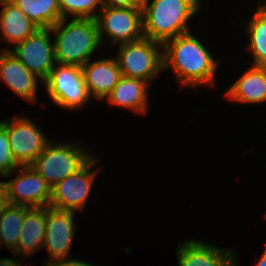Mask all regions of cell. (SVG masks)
I'll list each match as a JSON object with an SVG mask.
<instances>
[{"label": "cell", "instance_id": "obj_1", "mask_svg": "<svg viewBox=\"0 0 266 266\" xmlns=\"http://www.w3.org/2000/svg\"><path fill=\"white\" fill-rule=\"evenodd\" d=\"M163 70L172 67L179 82L186 86L213 85L218 62L189 31L163 44Z\"/></svg>", "mask_w": 266, "mask_h": 266}, {"label": "cell", "instance_id": "obj_2", "mask_svg": "<svg viewBox=\"0 0 266 266\" xmlns=\"http://www.w3.org/2000/svg\"><path fill=\"white\" fill-rule=\"evenodd\" d=\"M146 0L142 7L143 35L164 44L189 32L188 21L197 13L199 0Z\"/></svg>", "mask_w": 266, "mask_h": 266}, {"label": "cell", "instance_id": "obj_3", "mask_svg": "<svg viewBox=\"0 0 266 266\" xmlns=\"http://www.w3.org/2000/svg\"><path fill=\"white\" fill-rule=\"evenodd\" d=\"M61 19L52 26L55 59L58 64L82 67L102 45L96 19ZM66 23V25H65Z\"/></svg>", "mask_w": 266, "mask_h": 266}, {"label": "cell", "instance_id": "obj_4", "mask_svg": "<svg viewBox=\"0 0 266 266\" xmlns=\"http://www.w3.org/2000/svg\"><path fill=\"white\" fill-rule=\"evenodd\" d=\"M78 143L50 142L30 166L53 187L92 158Z\"/></svg>", "mask_w": 266, "mask_h": 266}, {"label": "cell", "instance_id": "obj_5", "mask_svg": "<svg viewBox=\"0 0 266 266\" xmlns=\"http://www.w3.org/2000/svg\"><path fill=\"white\" fill-rule=\"evenodd\" d=\"M162 50L163 44L145 37L119 44L116 61L122 76L141 79L151 84L157 73L163 71Z\"/></svg>", "mask_w": 266, "mask_h": 266}, {"label": "cell", "instance_id": "obj_6", "mask_svg": "<svg viewBox=\"0 0 266 266\" xmlns=\"http://www.w3.org/2000/svg\"><path fill=\"white\" fill-rule=\"evenodd\" d=\"M43 84L51 100L67 110H77L91 98L79 66L57 63Z\"/></svg>", "mask_w": 266, "mask_h": 266}, {"label": "cell", "instance_id": "obj_7", "mask_svg": "<svg viewBox=\"0 0 266 266\" xmlns=\"http://www.w3.org/2000/svg\"><path fill=\"white\" fill-rule=\"evenodd\" d=\"M96 21L101 42L105 36L113 45L137 41L144 37L142 8L102 6Z\"/></svg>", "mask_w": 266, "mask_h": 266}, {"label": "cell", "instance_id": "obj_8", "mask_svg": "<svg viewBox=\"0 0 266 266\" xmlns=\"http://www.w3.org/2000/svg\"><path fill=\"white\" fill-rule=\"evenodd\" d=\"M97 162L99 160L92 157L76 173L67 176L53 186L49 206L59 210L83 211L91 193L92 185H94V178L100 170L96 169L94 171L93 169Z\"/></svg>", "mask_w": 266, "mask_h": 266}, {"label": "cell", "instance_id": "obj_9", "mask_svg": "<svg viewBox=\"0 0 266 266\" xmlns=\"http://www.w3.org/2000/svg\"><path fill=\"white\" fill-rule=\"evenodd\" d=\"M0 123L7 129L12 155L20 166L30 165L51 142L28 118L14 116Z\"/></svg>", "mask_w": 266, "mask_h": 266}, {"label": "cell", "instance_id": "obj_10", "mask_svg": "<svg viewBox=\"0 0 266 266\" xmlns=\"http://www.w3.org/2000/svg\"><path fill=\"white\" fill-rule=\"evenodd\" d=\"M51 29L39 28L33 35L16 44L11 51L15 57L33 74L44 81L57 64Z\"/></svg>", "mask_w": 266, "mask_h": 266}, {"label": "cell", "instance_id": "obj_11", "mask_svg": "<svg viewBox=\"0 0 266 266\" xmlns=\"http://www.w3.org/2000/svg\"><path fill=\"white\" fill-rule=\"evenodd\" d=\"M14 179L6 181L8 201L29 208L48 207L52 187L30 165L19 166Z\"/></svg>", "mask_w": 266, "mask_h": 266}, {"label": "cell", "instance_id": "obj_12", "mask_svg": "<svg viewBox=\"0 0 266 266\" xmlns=\"http://www.w3.org/2000/svg\"><path fill=\"white\" fill-rule=\"evenodd\" d=\"M75 212L46 207V231L43 247L47 249V261L71 258L70 249L75 234Z\"/></svg>", "mask_w": 266, "mask_h": 266}, {"label": "cell", "instance_id": "obj_13", "mask_svg": "<svg viewBox=\"0 0 266 266\" xmlns=\"http://www.w3.org/2000/svg\"><path fill=\"white\" fill-rule=\"evenodd\" d=\"M179 266H232L237 257L234 249H221L194 239L177 247Z\"/></svg>", "mask_w": 266, "mask_h": 266}, {"label": "cell", "instance_id": "obj_14", "mask_svg": "<svg viewBox=\"0 0 266 266\" xmlns=\"http://www.w3.org/2000/svg\"><path fill=\"white\" fill-rule=\"evenodd\" d=\"M40 78L31 73L9 50L0 53V80L23 99L36 102L37 82Z\"/></svg>", "mask_w": 266, "mask_h": 266}, {"label": "cell", "instance_id": "obj_15", "mask_svg": "<svg viewBox=\"0 0 266 266\" xmlns=\"http://www.w3.org/2000/svg\"><path fill=\"white\" fill-rule=\"evenodd\" d=\"M84 82L90 96L106 99L122 77L115 58L90 60L82 66Z\"/></svg>", "mask_w": 266, "mask_h": 266}, {"label": "cell", "instance_id": "obj_16", "mask_svg": "<svg viewBox=\"0 0 266 266\" xmlns=\"http://www.w3.org/2000/svg\"><path fill=\"white\" fill-rule=\"evenodd\" d=\"M46 231V207L29 208L25 212L17 248L13 251L17 257L34 254L44 245Z\"/></svg>", "mask_w": 266, "mask_h": 266}, {"label": "cell", "instance_id": "obj_17", "mask_svg": "<svg viewBox=\"0 0 266 266\" xmlns=\"http://www.w3.org/2000/svg\"><path fill=\"white\" fill-rule=\"evenodd\" d=\"M228 99L240 103L260 104L266 101V67L248 69L225 93Z\"/></svg>", "mask_w": 266, "mask_h": 266}, {"label": "cell", "instance_id": "obj_18", "mask_svg": "<svg viewBox=\"0 0 266 266\" xmlns=\"http://www.w3.org/2000/svg\"><path fill=\"white\" fill-rule=\"evenodd\" d=\"M149 84L141 79L122 76L106 98L111 105L146 114Z\"/></svg>", "mask_w": 266, "mask_h": 266}, {"label": "cell", "instance_id": "obj_19", "mask_svg": "<svg viewBox=\"0 0 266 266\" xmlns=\"http://www.w3.org/2000/svg\"><path fill=\"white\" fill-rule=\"evenodd\" d=\"M0 36L7 43L16 45L33 35L39 27L9 0H0Z\"/></svg>", "mask_w": 266, "mask_h": 266}, {"label": "cell", "instance_id": "obj_20", "mask_svg": "<svg viewBox=\"0 0 266 266\" xmlns=\"http://www.w3.org/2000/svg\"><path fill=\"white\" fill-rule=\"evenodd\" d=\"M39 28H51L62 19L58 0H9Z\"/></svg>", "mask_w": 266, "mask_h": 266}, {"label": "cell", "instance_id": "obj_21", "mask_svg": "<svg viewBox=\"0 0 266 266\" xmlns=\"http://www.w3.org/2000/svg\"><path fill=\"white\" fill-rule=\"evenodd\" d=\"M253 18L246 25L249 35V47L252 51L253 66L266 67V3L257 7Z\"/></svg>", "mask_w": 266, "mask_h": 266}, {"label": "cell", "instance_id": "obj_22", "mask_svg": "<svg viewBox=\"0 0 266 266\" xmlns=\"http://www.w3.org/2000/svg\"><path fill=\"white\" fill-rule=\"evenodd\" d=\"M26 206L8 204L0 213V245L13 251L17 248Z\"/></svg>", "mask_w": 266, "mask_h": 266}, {"label": "cell", "instance_id": "obj_23", "mask_svg": "<svg viewBox=\"0 0 266 266\" xmlns=\"http://www.w3.org/2000/svg\"><path fill=\"white\" fill-rule=\"evenodd\" d=\"M62 19L68 15L73 18L96 19L98 13H94L97 7L102 8V0H58Z\"/></svg>", "mask_w": 266, "mask_h": 266}, {"label": "cell", "instance_id": "obj_24", "mask_svg": "<svg viewBox=\"0 0 266 266\" xmlns=\"http://www.w3.org/2000/svg\"><path fill=\"white\" fill-rule=\"evenodd\" d=\"M19 166L10 149L7 129L0 123V175L9 177Z\"/></svg>", "mask_w": 266, "mask_h": 266}, {"label": "cell", "instance_id": "obj_25", "mask_svg": "<svg viewBox=\"0 0 266 266\" xmlns=\"http://www.w3.org/2000/svg\"><path fill=\"white\" fill-rule=\"evenodd\" d=\"M145 1L146 0H102V6L142 8Z\"/></svg>", "mask_w": 266, "mask_h": 266}, {"label": "cell", "instance_id": "obj_26", "mask_svg": "<svg viewBox=\"0 0 266 266\" xmlns=\"http://www.w3.org/2000/svg\"><path fill=\"white\" fill-rule=\"evenodd\" d=\"M46 265L43 266H95L94 264L87 263L84 261H79L78 259H74L71 261V258L67 259H57V260H51L46 261Z\"/></svg>", "mask_w": 266, "mask_h": 266}, {"label": "cell", "instance_id": "obj_27", "mask_svg": "<svg viewBox=\"0 0 266 266\" xmlns=\"http://www.w3.org/2000/svg\"><path fill=\"white\" fill-rule=\"evenodd\" d=\"M9 204L6 181H0V213Z\"/></svg>", "mask_w": 266, "mask_h": 266}, {"label": "cell", "instance_id": "obj_28", "mask_svg": "<svg viewBox=\"0 0 266 266\" xmlns=\"http://www.w3.org/2000/svg\"><path fill=\"white\" fill-rule=\"evenodd\" d=\"M256 266H266V247Z\"/></svg>", "mask_w": 266, "mask_h": 266}, {"label": "cell", "instance_id": "obj_29", "mask_svg": "<svg viewBox=\"0 0 266 266\" xmlns=\"http://www.w3.org/2000/svg\"><path fill=\"white\" fill-rule=\"evenodd\" d=\"M232 266H237V261H235V263Z\"/></svg>", "mask_w": 266, "mask_h": 266}]
</instances>
